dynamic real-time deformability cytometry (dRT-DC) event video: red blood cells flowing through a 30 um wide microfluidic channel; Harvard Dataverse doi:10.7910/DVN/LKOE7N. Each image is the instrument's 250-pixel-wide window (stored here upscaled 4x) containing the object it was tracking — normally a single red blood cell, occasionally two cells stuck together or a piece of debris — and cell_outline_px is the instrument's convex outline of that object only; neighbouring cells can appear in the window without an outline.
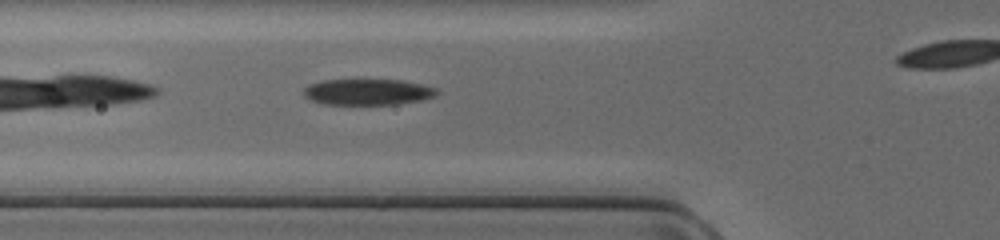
{"species": "common noctule bat (a hibernating species)", "species_latin": "Nyctalus noctula", "temperature_condition": "cold", "stored_images_in_passage": 26, "camera_frame_rate_fps": 3000, "um_per_image_px": 0.085, "animal": {"sex": "female", "body_mass_g": 17.0, "forearm_length_mm": 48.0}, "frame": {"image": 1, "passage_image": 4, "time_ms": 1.0, "image_size_px": [1000, 240], "cell_outline_px": [[440, 92], [436, 96], [420, 100], [396, 104], [324, 104], [312, 100], [304, 96], [304, 88], [308, 84], [324, 80], [400, 80], [420, 84], [436, 88]], "centroid_in_image_um": [31.26, 7.81], "position_along_channel_um": 94.5, "area_um2": 20.06}}
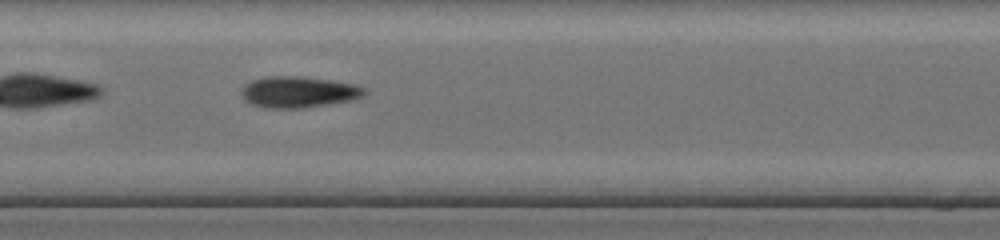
{"frame": {"image": 2, "passage_image": 10, "time_ms": 3.0, "image_size_px": [1000, 240], "cell_outline_px": [[368, 92], [364, 96], [348, 100], [304, 108], [264, 108], [252, 104], [244, 100], [240, 92], [244, 84], [252, 80], [268, 76], [300, 76], [328, 80], [352, 84], [364, 88]], "centroid_in_image_um": [25.31, 7.82], "position_along_channel_um": 182.1, "area_um2": 22.25}}
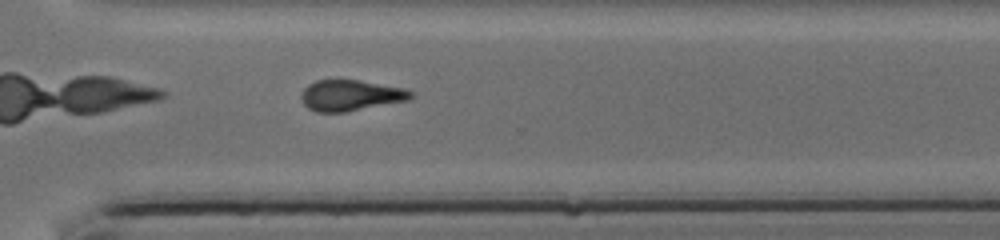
{"frame": {"image": 3, "passage_image": 21, "time_ms": 6.667, "image_size_px": [1000, 240], "cell_outline_px": [[412, 96], [408, 100], [348, 112], [316, 112], [308, 108], [304, 104], [300, 96], [304, 88], [308, 84], [316, 80], [356, 80], [404, 88], [412, 92]], "centroid_in_image_um": [29.77, 8.12], "position_along_channel_um": 340.8, "area_um2": 19.65}}